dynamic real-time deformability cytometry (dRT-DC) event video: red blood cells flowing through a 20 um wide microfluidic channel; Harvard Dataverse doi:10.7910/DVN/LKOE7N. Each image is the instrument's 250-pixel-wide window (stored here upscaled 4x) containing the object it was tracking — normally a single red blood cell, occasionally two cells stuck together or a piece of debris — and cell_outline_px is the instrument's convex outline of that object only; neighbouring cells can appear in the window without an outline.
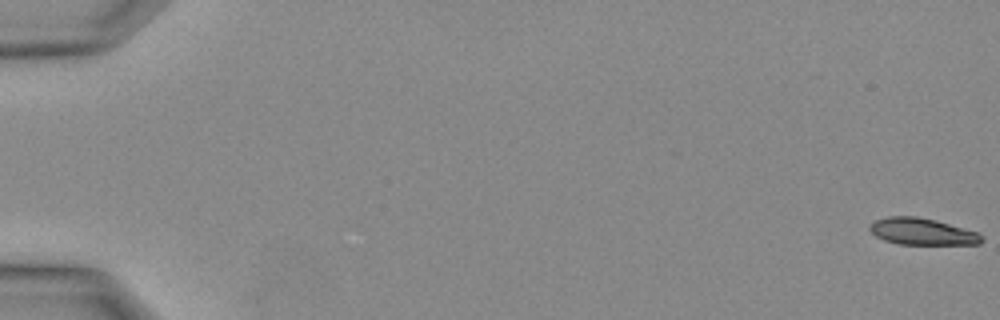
{"species": "Egyptian fruit bat (a non-hibernating species)", "species_latin": "Rousettus aegyptiacus", "temperature_condition": "warm", "stored_images_in_passage": 11, "camera_frame_rate_fps": 3000, "um_per_image_px": 0.085, "animal": {"sex": "female"}, "frame": {"image": 1, "passage_image": 1, "time_ms": 0.0, "image_size_px": [1000, 320], "cell_outline_px": [[984, 240], [980, 244], [900, 244], [884, 240], [876, 236], [868, 228], [876, 220], [888, 216], [916, 216], [936, 220], [976, 232], [984, 236]], "centroid_in_image_um": [78.4, 19.68], "position_along_channel_um": 6.6, "area_um2": 17.28}}
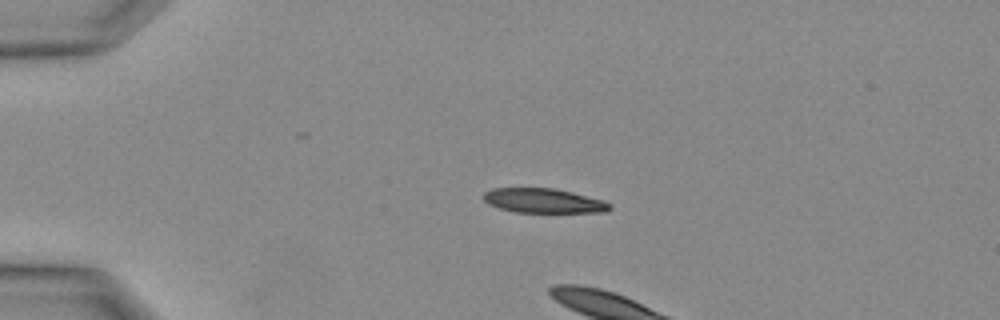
{"frame": {"image": 2, "passage_image": 9, "time_ms": 2.667, "image_size_px": [1000, 320], "cell_outline_px": [[612, 208], [604, 212], [516, 212], [500, 208], [488, 204], [484, 200], [484, 192], [492, 188], [552, 188], [572, 192], [604, 200], [612, 204]], "centroid_in_image_um": [46.22, 17.06], "position_along_channel_um": 38.8, "area_um2": 17.98}}